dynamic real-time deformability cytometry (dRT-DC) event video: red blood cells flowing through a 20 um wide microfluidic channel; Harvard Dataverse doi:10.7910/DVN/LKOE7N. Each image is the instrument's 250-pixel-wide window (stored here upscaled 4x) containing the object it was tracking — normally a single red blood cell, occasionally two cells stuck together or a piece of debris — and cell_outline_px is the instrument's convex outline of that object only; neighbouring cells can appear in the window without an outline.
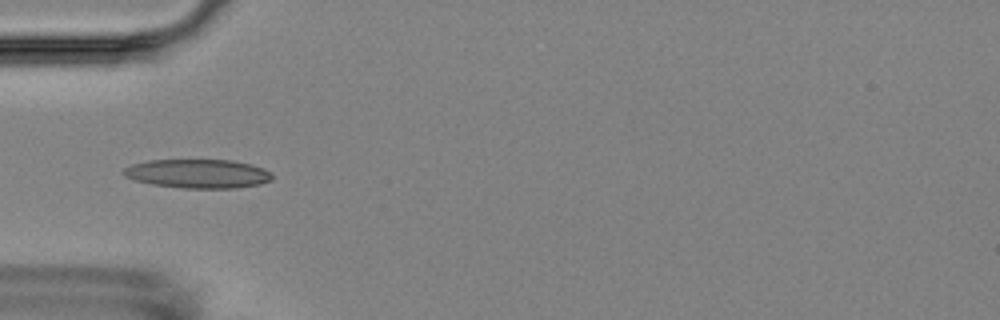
{"species": "Egyptian fruit bat (a non-hibernating species)", "species_latin": "Rousettus aegyptiacus", "temperature_condition": "room temperature", "stored_images_in_passage": 15, "camera_frame_rate_fps": 3000, "um_per_image_px": 0.085, "animal": {"sex": "female"}, "frame": {"image": 1, "passage_image": 5, "time_ms": 5.667, "image_size_px": [1000, 320], "cell_outline_px": [[272, 180], [260, 184], [236, 188], [184, 188], [152, 184], [136, 180], [124, 176], [120, 172], [124, 168], [132, 164], [148, 160], [232, 160], [252, 164], [272, 172]], "centroid_in_image_um": [16.83, 14.76], "position_along_channel_um": 68.2, "area_um2": 25.14}}
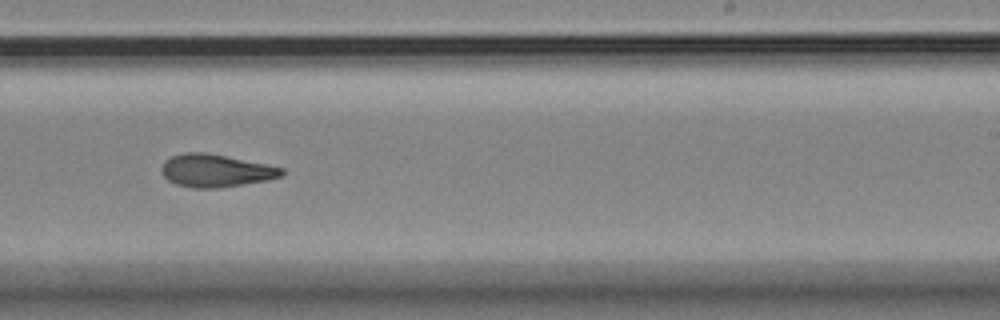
{"frame": {"image": 2, "passage_image": 10, "time_ms": 11.333, "image_size_px": [1000, 320], "cell_outline_px": [[284, 176], [268, 180], [220, 188], [192, 188], [176, 184], [168, 180], [160, 172], [160, 168], [164, 160], [172, 156], [184, 152], [204, 152], [284, 168]], "centroid_in_image_um": [18.3, 14.51], "position_along_channel_um": 270.7, "area_um2": 22.95}}
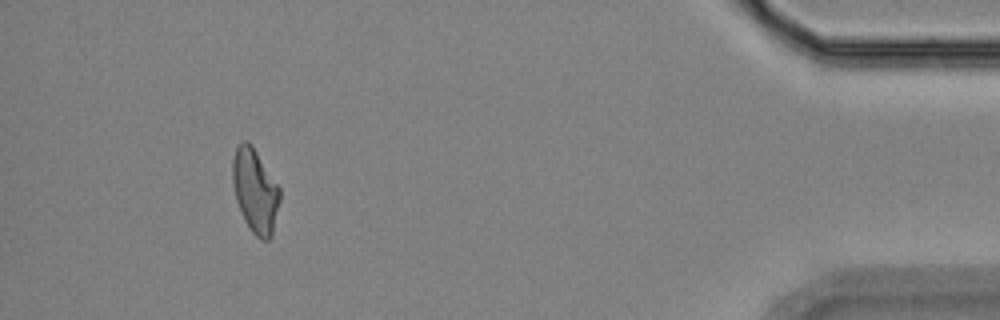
{"frame": {"image": 3, "passage_image": 14, "time_ms": 17.0, "image_size_px": [1000, 320], "cell_outline_px": [[280, 200], [272, 236], [268, 240], [260, 240], [252, 232], [244, 220], [236, 200], [232, 184], [232, 160], [236, 148], [244, 140], [248, 140], [252, 144], [280, 188]], "centroid_in_image_um": [21.68, 16.22], "position_along_channel_um": 413.5, "area_um2": 23.24}, "authors_computed_cell_mechanics": {"area_um2": 22.7732, "velocity_mm_per_s": 3.5658, "shape_relaxation_time_tau1_ms": 6.5989, "shape_relaxation_time_tau2_ms": 2.8156, "deformation_change_tau1": 0.1518, "deformation_change_tau2": 0.098}}